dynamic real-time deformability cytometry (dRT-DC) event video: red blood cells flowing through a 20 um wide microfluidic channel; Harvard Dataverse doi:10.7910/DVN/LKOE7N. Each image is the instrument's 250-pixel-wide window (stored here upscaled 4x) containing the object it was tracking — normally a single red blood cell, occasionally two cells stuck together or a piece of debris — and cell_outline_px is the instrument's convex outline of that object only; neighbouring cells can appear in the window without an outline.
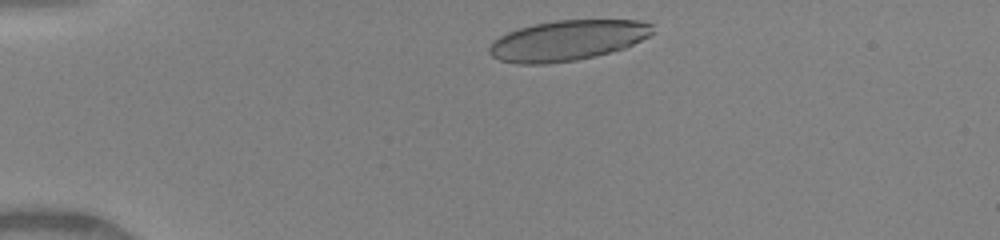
{"species": "human", "species_latin": "Homo sapiens", "temperature_condition": "warm", "stored_images_in_passage": 6, "camera_frame_rate_fps": 3000, "um_per_image_px": 0.085, "donor": {"sex": "female"}, "frame": {"image": 1, "passage_image": 1, "time_ms": 0.0, "image_size_px": [1000, 240], "cell_outline_px": [[652, 32], [648, 36], [624, 48], [596, 56], [576, 60], [544, 64], [520, 64], [500, 60], [492, 56], [488, 52], [488, 48], [492, 40], [508, 32], [520, 28], [536, 24], [556, 20], [636, 20], [652, 24]], "centroid_in_image_um": [48.19, 3.44], "position_along_channel_um": 36.8, "area_um2": 38.15}}
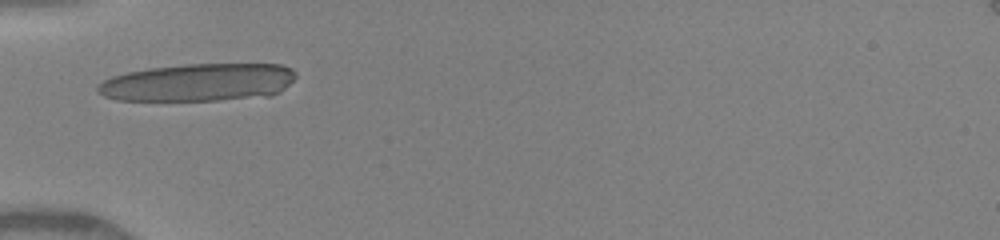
{"frame": {"image": 2, "passage_image": 5, "time_ms": 2.0, "image_size_px": [1000, 240], "cell_outline_px": [[296, 76], [280, 92], [272, 96], [220, 100], [116, 100], [104, 96], [96, 92], [96, 88], [104, 80], [112, 76], [128, 72], [148, 68], [184, 64], [280, 64], [292, 68], [296, 72]], "centroid_in_image_um": [16.88, 7.0], "position_along_channel_um": 68.1, "area_um2": 43.7}}